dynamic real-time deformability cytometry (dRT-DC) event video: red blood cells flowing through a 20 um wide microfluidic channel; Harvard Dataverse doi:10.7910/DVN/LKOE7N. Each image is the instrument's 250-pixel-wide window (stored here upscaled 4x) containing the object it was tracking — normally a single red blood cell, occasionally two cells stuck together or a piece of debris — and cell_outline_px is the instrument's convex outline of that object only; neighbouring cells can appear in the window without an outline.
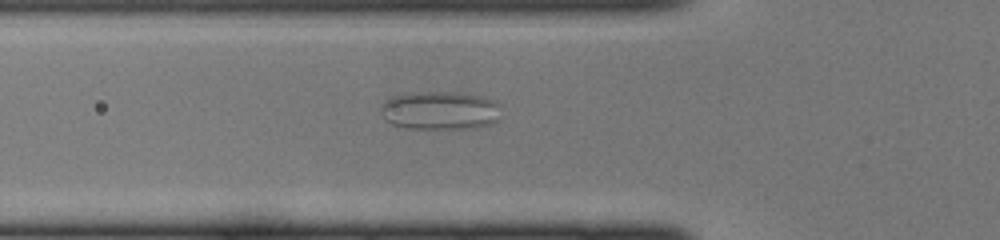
{"species": "common noctule bat (a hibernating species)", "species_latin": "Nyctalus noctula", "temperature_condition": "cold", "stored_images_in_passage": 35, "camera_frame_rate_fps": 3000, "um_per_image_px": 0.085, "animal": {"sex": "female", "body_mass_g": 22.0, "forearm_length_mm": 56.7}, "frame": {"image": 1, "passage_image": 4, "time_ms": 1.0, "image_size_px": [1000, 240], "cell_outline_px": [[500, 104], [496, 120], [492, 124], [476, 128], [404, 128], [392, 124], [384, 120], [380, 108], [392, 96], [408, 92], [460, 92], [488, 96], [496, 100]], "centroid_in_image_um": [37.43, 9.37], "position_along_channel_um": 88.4, "area_um2": 27.28}}
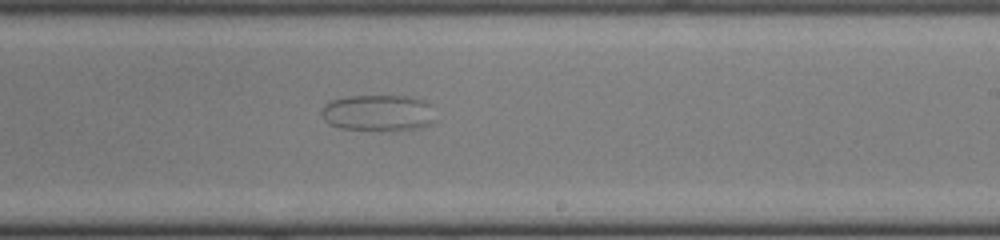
{"frame": {"image": 2, "passage_image": 16, "time_ms": 5.0, "image_size_px": [1000, 240], "cell_outline_px": [[436, 120], [432, 124], [424, 128], [392, 132], [380, 132], [340, 128], [328, 124], [324, 120], [320, 112], [324, 104], [332, 100], [348, 96], [408, 96], [424, 100], [432, 104]], "centroid_in_image_um": [32.2, 9.64], "position_along_channel_um": 256.8, "area_um2": 25.26}}